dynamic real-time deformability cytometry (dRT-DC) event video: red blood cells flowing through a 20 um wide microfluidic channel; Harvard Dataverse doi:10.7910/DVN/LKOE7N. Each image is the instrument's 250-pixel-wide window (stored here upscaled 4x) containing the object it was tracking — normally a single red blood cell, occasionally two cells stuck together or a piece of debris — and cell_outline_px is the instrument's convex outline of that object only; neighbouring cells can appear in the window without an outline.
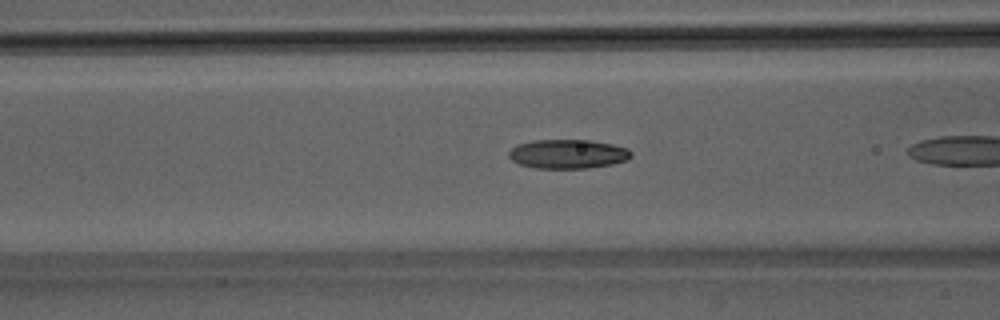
{"species": "Egyptian fruit bat (a non-hibernating species)", "species_latin": "Rousettus aegyptiacus", "temperature_condition": "room temperature", "stored_images_in_passage": 7, "camera_frame_rate_fps": 3000, "um_per_image_px": 0.085, "animal": {"sex": "male"}, "frame": {"image": 1, "passage_image": 5, "time_ms": 1.333, "image_size_px": [1000, 320], "cell_outline_px": [[632, 156], [628, 160], [612, 164], [588, 168], [536, 168], [520, 164], [512, 160], [508, 156], [508, 152], [516, 144], [532, 140], [588, 140], [612, 144], [628, 148], [632, 152]], "centroid_in_image_um": [48.27, 13.08], "position_along_channel_um": 118.3, "area_um2": 20.87}}